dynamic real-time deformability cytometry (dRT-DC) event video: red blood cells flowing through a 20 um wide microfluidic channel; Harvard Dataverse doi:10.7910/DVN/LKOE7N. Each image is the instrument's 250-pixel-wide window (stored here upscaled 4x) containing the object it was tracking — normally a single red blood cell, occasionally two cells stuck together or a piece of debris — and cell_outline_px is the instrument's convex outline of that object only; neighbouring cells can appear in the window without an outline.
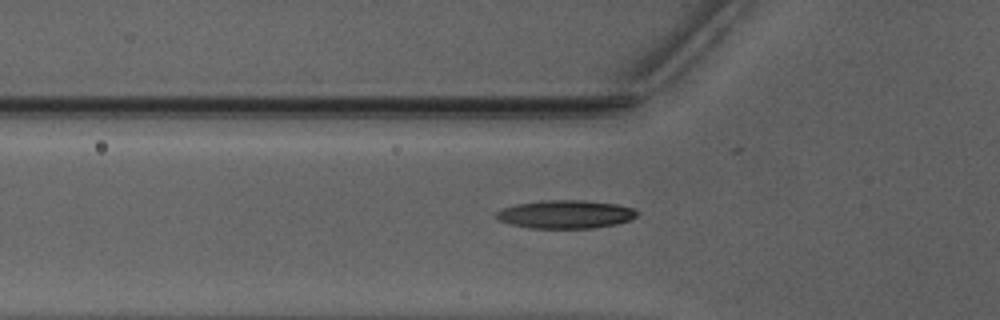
{"species": "Egyptian fruit bat (a non-hibernating species)", "species_latin": "Rousettus aegyptiacus", "temperature_condition": "warm", "stored_images_in_passage": 36, "camera_frame_rate_fps": 3000, "um_per_image_px": 0.085, "animal": {"sex": "male"}, "frame": {"image": 1, "passage_image": 7, "time_ms": 2.0, "image_size_px": [1000, 320], "cell_outline_px": [[640, 212], [632, 220], [616, 224], [592, 228], [532, 228], [512, 224], [500, 220], [496, 216], [496, 212], [500, 208], [516, 204], [540, 200], [588, 200], [616, 204], [632, 208]], "centroid_in_image_um": [48.1, 18.2], "position_along_channel_um": 77.7, "area_um2": 23.29}}
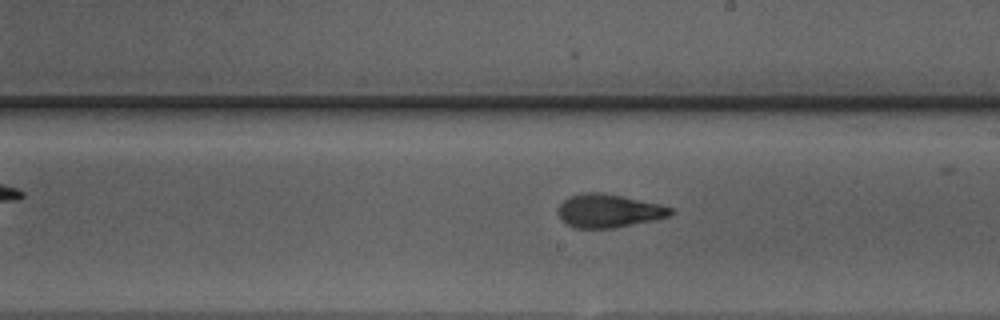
{"frame": {"image": 2, "passage_image": 19, "time_ms": 6.0, "image_size_px": [1000, 320], "cell_outline_px": [[672, 212], [668, 216], [652, 220], [616, 228], [576, 228], [564, 224], [556, 212], [556, 208], [568, 196], [580, 192], [600, 192], [660, 204], [672, 208]], "centroid_in_image_um": [51.64, 17.92], "position_along_channel_um": 237.4, "area_um2": 21.96}}
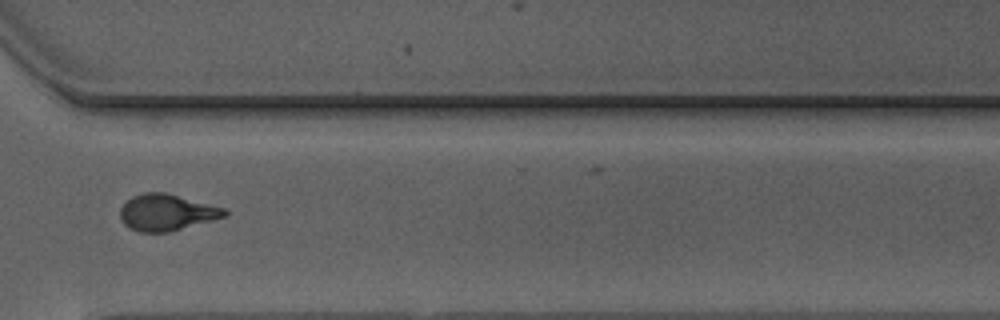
{"frame": {"image": 3, "passage_image": 28, "time_ms": 9.0, "image_size_px": [1000, 320], "cell_outline_px": [[228, 212], [224, 216], [212, 220], [168, 232], [140, 232], [128, 228], [120, 220], [120, 208], [132, 196], [144, 192], [164, 192], [224, 208]], "centroid_in_image_um": [14.11, 18.06], "position_along_channel_um": 356.5, "area_um2": 21.91}}